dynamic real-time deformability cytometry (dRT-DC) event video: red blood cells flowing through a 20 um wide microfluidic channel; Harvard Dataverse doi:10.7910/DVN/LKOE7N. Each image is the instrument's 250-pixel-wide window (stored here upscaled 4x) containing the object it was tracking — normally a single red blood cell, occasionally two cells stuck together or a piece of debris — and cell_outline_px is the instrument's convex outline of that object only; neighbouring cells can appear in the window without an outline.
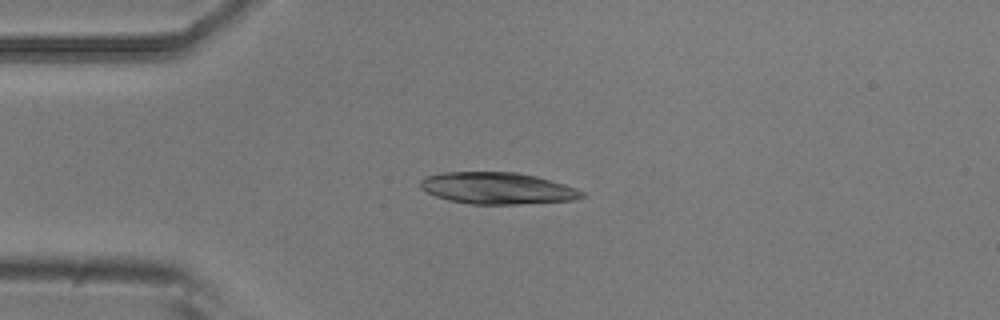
{"species": "common noctule bat (a hibernating species)", "species_latin": "Nyctalus noctula", "temperature_condition": "room temperature", "stored_images_in_passage": 5, "camera_frame_rate_fps": 3000, "um_per_image_px": 0.085, "animal": {"sex": "male", "body_mass_g": 20.5, "forearm_length_mm": 52.5}, "frame": {"image": 1, "passage_image": 3, "time_ms": 0.667, "image_size_px": [1000, 320], "cell_outline_px": [[588, 196], [572, 200], [516, 204], [472, 204], [448, 200], [436, 196], [420, 188], [420, 180], [428, 176], [440, 172], [516, 172], [536, 176], [564, 184], [576, 188], [584, 192]], "centroid_in_image_um": [42.28, 15.99], "position_along_channel_um": 42.7, "area_um2": 29.77}}